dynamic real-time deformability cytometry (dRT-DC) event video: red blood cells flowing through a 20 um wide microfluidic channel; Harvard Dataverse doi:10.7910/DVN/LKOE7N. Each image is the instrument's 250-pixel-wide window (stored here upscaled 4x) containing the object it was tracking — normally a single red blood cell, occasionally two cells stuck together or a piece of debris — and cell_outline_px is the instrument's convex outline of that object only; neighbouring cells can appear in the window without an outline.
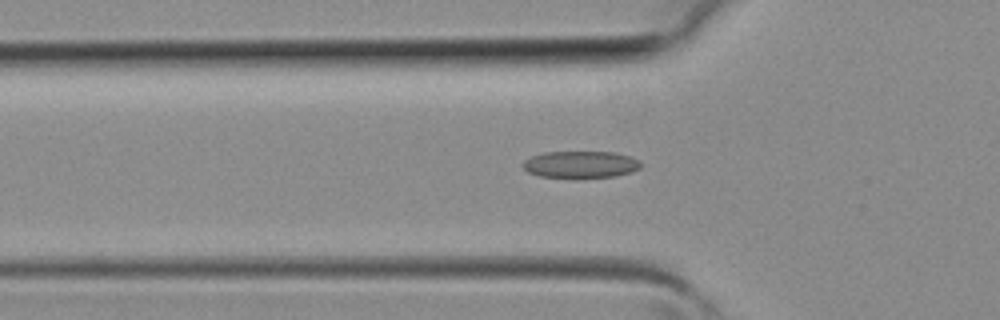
{"species": "common noctule bat (a hibernating species)", "species_latin": "Nyctalus noctula", "temperature_condition": "room temperature", "stored_images_in_passage": 28, "camera_frame_rate_fps": 3000, "um_per_image_px": 0.085, "animal": {"sex": "female", "body_mass_g": 19.3, "forearm_length_mm": 54.1}, "frame": {"image": 1, "passage_image": 7, "time_ms": 2.0, "image_size_px": [1000, 320], "cell_outline_px": [[640, 168], [632, 172], [616, 176], [580, 180], [572, 180], [540, 176], [528, 172], [520, 164], [524, 160], [532, 156], [544, 152], [616, 152], [632, 156], [640, 160]], "centroid_in_image_um": [49.36, 14.02], "position_along_channel_um": 76.4, "area_um2": 19.42}}
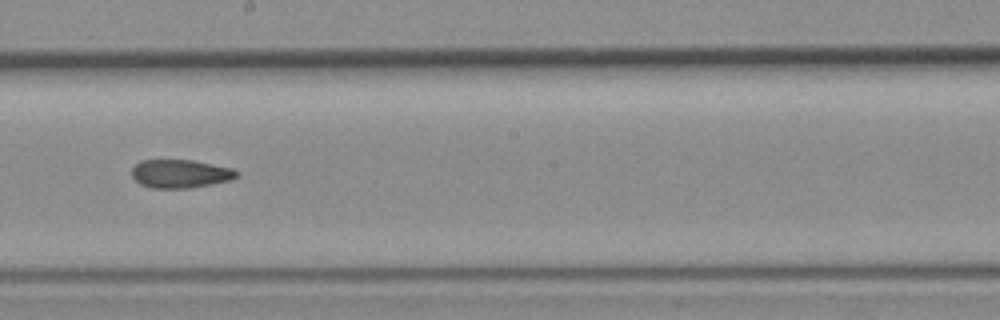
{"frame": {"image": 2, "passage_image": 16, "time_ms": 5.0, "image_size_px": [1000, 320], "cell_outline_px": [[240, 172], [232, 180], [212, 184], [188, 188], [152, 188], [140, 184], [132, 176], [132, 168], [140, 160], [192, 160], [232, 168]], "centroid_in_image_um": [15.33, 14.77], "position_along_channel_um": 232.9, "area_um2": 17.34}}
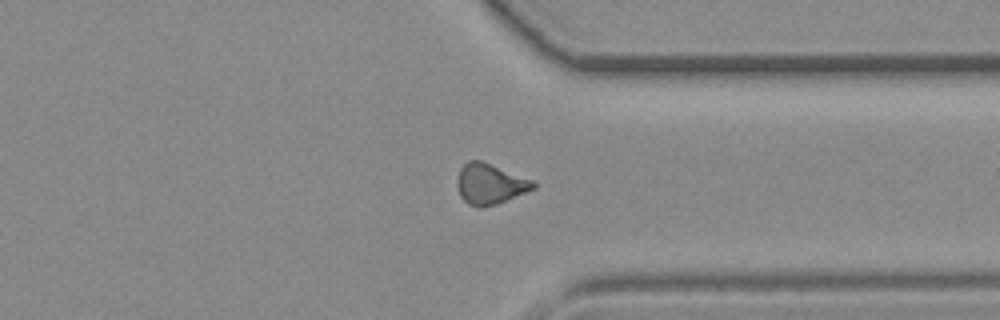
{"frame": {"image": 3, "passage_image": 24, "time_ms": 7.667, "image_size_px": [1000, 320], "cell_outline_px": [[536, 188], [496, 204], [480, 208], [476, 208], [468, 204], [460, 196], [456, 184], [456, 180], [460, 168], [468, 160], [480, 160], [536, 180]], "centroid_in_image_um": [41.65, 15.63], "position_along_channel_um": 369.7, "area_um2": 18.26}}